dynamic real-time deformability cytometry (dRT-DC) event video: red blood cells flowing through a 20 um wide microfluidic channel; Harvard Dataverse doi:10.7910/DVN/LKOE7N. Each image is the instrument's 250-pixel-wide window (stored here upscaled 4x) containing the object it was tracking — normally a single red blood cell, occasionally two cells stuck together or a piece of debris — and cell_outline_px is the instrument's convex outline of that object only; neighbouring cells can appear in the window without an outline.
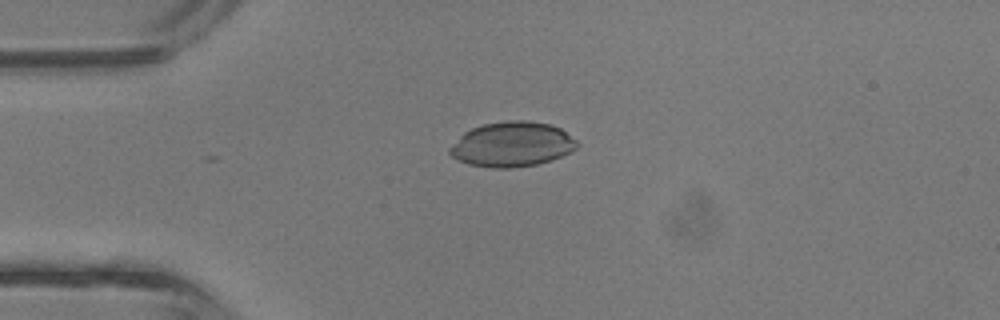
{"species": "common noctule bat (a hibernating species)", "species_latin": "Nyctalus noctula", "temperature_condition": "room temperature", "stored_images_in_passage": 3, "camera_frame_rate_fps": 3000, "um_per_image_px": 0.085, "animal": {"sex": "male", "body_mass_g": 13.3}, "frame": {"image": 1, "passage_image": 2, "time_ms": 0.333, "image_size_px": [1000, 320], "cell_outline_px": [[580, 144], [572, 152], [552, 160], [536, 164], [508, 168], [492, 168], [468, 164], [452, 156], [448, 152], [448, 148], [464, 132], [472, 128], [484, 124], [508, 120], [528, 120], [548, 124], [560, 128], [576, 140]], "centroid_in_image_um": [43.53, 12.27], "position_along_channel_um": 41.5, "area_um2": 33.29}}